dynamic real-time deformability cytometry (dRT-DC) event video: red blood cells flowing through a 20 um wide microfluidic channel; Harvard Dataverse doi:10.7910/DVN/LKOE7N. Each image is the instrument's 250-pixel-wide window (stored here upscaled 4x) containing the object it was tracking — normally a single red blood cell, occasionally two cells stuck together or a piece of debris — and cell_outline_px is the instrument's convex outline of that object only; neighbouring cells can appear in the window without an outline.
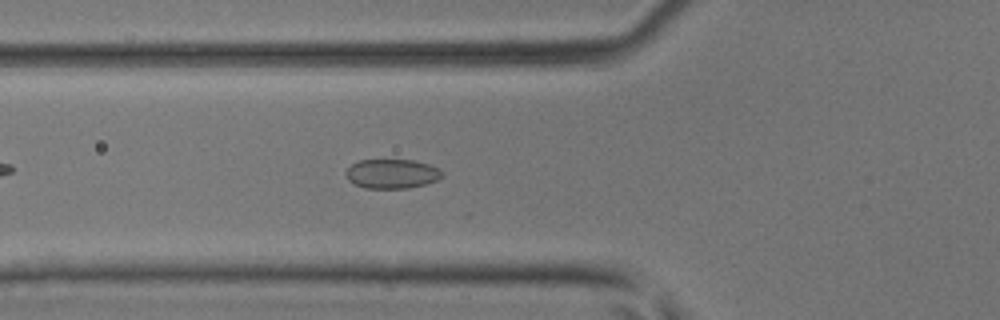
{"species": "common noctule bat (a hibernating species)", "species_latin": "Nyctalus noctula", "temperature_condition": "room temperature", "stored_images_in_passage": 38, "camera_frame_rate_fps": 3000, "um_per_image_px": 0.085, "animal": {"sex": "male", "body_mass_g": 17.9, "forearm_length_mm": 54.2}, "frame": {"image": 1, "passage_image": 8, "time_ms": 2.333, "image_size_px": [1000, 320], "cell_outline_px": [[444, 176], [436, 180], [424, 184], [408, 188], [364, 188], [348, 180], [344, 172], [352, 164], [360, 160], [412, 160], [428, 164], [440, 168], [444, 172]], "centroid_in_image_um": [33.33, 14.77], "position_along_channel_um": 92.5, "area_um2": 16.47}}
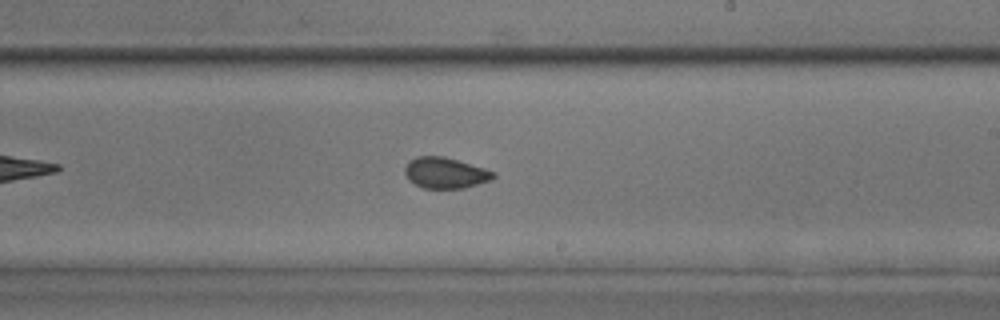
{"frame": {"image": 2, "passage_image": 19, "time_ms": 6.0, "image_size_px": [1000, 320], "cell_outline_px": [[496, 176], [492, 180], [464, 188], [424, 188], [408, 180], [404, 172], [404, 168], [408, 160], [416, 156], [444, 156], [484, 168], [496, 172]], "centroid_in_image_um": [37.84, 14.69], "position_along_channel_um": 251.2, "area_um2": 16.07}}
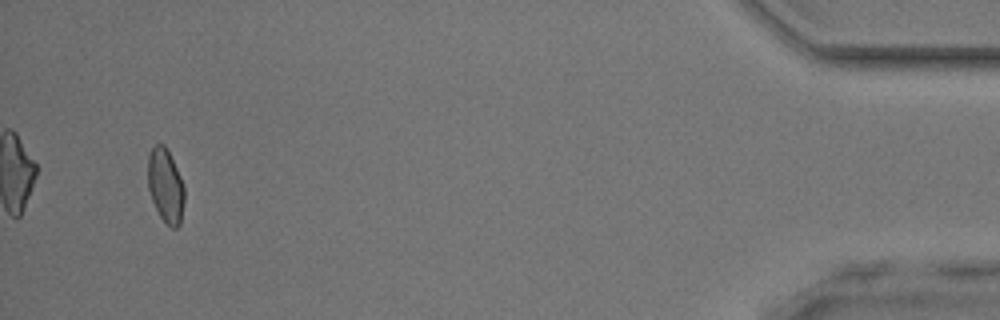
{"frame": {"image": 3, "passage_image": 36, "time_ms": 11.667, "image_size_px": [1000, 320], "cell_outline_px": [[184, 200], [180, 224], [176, 228], [172, 228], [160, 216], [152, 200], [148, 188], [148, 156], [152, 148], [156, 144], [164, 144], [180, 176], [184, 188]], "centroid_in_image_um": [14.06, 15.79], "position_along_channel_um": 421.1, "area_um2": 15.43}}